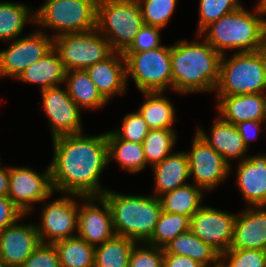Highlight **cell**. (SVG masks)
Instances as JSON below:
<instances>
[{
  "label": "cell",
  "mask_w": 266,
  "mask_h": 267,
  "mask_svg": "<svg viewBox=\"0 0 266 267\" xmlns=\"http://www.w3.org/2000/svg\"><path fill=\"white\" fill-rule=\"evenodd\" d=\"M52 141L54 156L49 166L54 192L102 196L107 189L100 177L109 164L106 133L63 135Z\"/></svg>",
  "instance_id": "1"
},
{
  "label": "cell",
  "mask_w": 266,
  "mask_h": 267,
  "mask_svg": "<svg viewBox=\"0 0 266 267\" xmlns=\"http://www.w3.org/2000/svg\"><path fill=\"white\" fill-rule=\"evenodd\" d=\"M201 36V37H200ZM197 41L178 40L171 45L172 90L188 95L196 92H213L219 81L222 55L202 35Z\"/></svg>",
  "instance_id": "2"
},
{
  "label": "cell",
  "mask_w": 266,
  "mask_h": 267,
  "mask_svg": "<svg viewBox=\"0 0 266 267\" xmlns=\"http://www.w3.org/2000/svg\"><path fill=\"white\" fill-rule=\"evenodd\" d=\"M200 35L221 55L235 49L259 51L264 49L265 21L256 6L253 11L240 6L207 26Z\"/></svg>",
  "instance_id": "3"
},
{
  "label": "cell",
  "mask_w": 266,
  "mask_h": 267,
  "mask_svg": "<svg viewBox=\"0 0 266 267\" xmlns=\"http://www.w3.org/2000/svg\"><path fill=\"white\" fill-rule=\"evenodd\" d=\"M102 197L109 204L116 235L137 243L150 239L162 212L158 197L120 194L109 189Z\"/></svg>",
  "instance_id": "4"
},
{
  "label": "cell",
  "mask_w": 266,
  "mask_h": 267,
  "mask_svg": "<svg viewBox=\"0 0 266 267\" xmlns=\"http://www.w3.org/2000/svg\"><path fill=\"white\" fill-rule=\"evenodd\" d=\"M216 96L266 93V51L222 55Z\"/></svg>",
  "instance_id": "5"
},
{
  "label": "cell",
  "mask_w": 266,
  "mask_h": 267,
  "mask_svg": "<svg viewBox=\"0 0 266 267\" xmlns=\"http://www.w3.org/2000/svg\"><path fill=\"white\" fill-rule=\"evenodd\" d=\"M143 25L137 0H98L96 29L114 52L124 53Z\"/></svg>",
  "instance_id": "6"
},
{
  "label": "cell",
  "mask_w": 266,
  "mask_h": 267,
  "mask_svg": "<svg viewBox=\"0 0 266 267\" xmlns=\"http://www.w3.org/2000/svg\"><path fill=\"white\" fill-rule=\"evenodd\" d=\"M98 0H46L35 10V24L53 37L66 33H82L96 28ZM41 27V28H40Z\"/></svg>",
  "instance_id": "7"
},
{
  "label": "cell",
  "mask_w": 266,
  "mask_h": 267,
  "mask_svg": "<svg viewBox=\"0 0 266 267\" xmlns=\"http://www.w3.org/2000/svg\"><path fill=\"white\" fill-rule=\"evenodd\" d=\"M126 62V81L133 79L142 92L172 91L171 45L139 53H123ZM131 77V78H130Z\"/></svg>",
  "instance_id": "8"
},
{
  "label": "cell",
  "mask_w": 266,
  "mask_h": 267,
  "mask_svg": "<svg viewBox=\"0 0 266 267\" xmlns=\"http://www.w3.org/2000/svg\"><path fill=\"white\" fill-rule=\"evenodd\" d=\"M53 48L58 52L66 71L85 70L114 53L109 41L96 28L53 37Z\"/></svg>",
  "instance_id": "9"
},
{
  "label": "cell",
  "mask_w": 266,
  "mask_h": 267,
  "mask_svg": "<svg viewBox=\"0 0 266 267\" xmlns=\"http://www.w3.org/2000/svg\"><path fill=\"white\" fill-rule=\"evenodd\" d=\"M47 200L42 201L41 204L44 207H41V219L39 223H35L40 242L54 244L57 241L77 236L78 201L82 200V196L65 194L50 202Z\"/></svg>",
  "instance_id": "10"
},
{
  "label": "cell",
  "mask_w": 266,
  "mask_h": 267,
  "mask_svg": "<svg viewBox=\"0 0 266 267\" xmlns=\"http://www.w3.org/2000/svg\"><path fill=\"white\" fill-rule=\"evenodd\" d=\"M0 51V78H16L53 48V36L38 28L23 37L5 42Z\"/></svg>",
  "instance_id": "11"
},
{
  "label": "cell",
  "mask_w": 266,
  "mask_h": 267,
  "mask_svg": "<svg viewBox=\"0 0 266 267\" xmlns=\"http://www.w3.org/2000/svg\"><path fill=\"white\" fill-rule=\"evenodd\" d=\"M44 170L38 173L27 166H10L8 197L24 215L33 211L35 203L51 199L54 193L50 166Z\"/></svg>",
  "instance_id": "12"
},
{
  "label": "cell",
  "mask_w": 266,
  "mask_h": 267,
  "mask_svg": "<svg viewBox=\"0 0 266 267\" xmlns=\"http://www.w3.org/2000/svg\"><path fill=\"white\" fill-rule=\"evenodd\" d=\"M191 150L186 152L193 184L204 191L214 190L224 183L231 173V166L195 132Z\"/></svg>",
  "instance_id": "13"
},
{
  "label": "cell",
  "mask_w": 266,
  "mask_h": 267,
  "mask_svg": "<svg viewBox=\"0 0 266 267\" xmlns=\"http://www.w3.org/2000/svg\"><path fill=\"white\" fill-rule=\"evenodd\" d=\"M237 213L203 205L190 218V230L220 255L231 247Z\"/></svg>",
  "instance_id": "14"
},
{
  "label": "cell",
  "mask_w": 266,
  "mask_h": 267,
  "mask_svg": "<svg viewBox=\"0 0 266 267\" xmlns=\"http://www.w3.org/2000/svg\"><path fill=\"white\" fill-rule=\"evenodd\" d=\"M61 86L40 90L42 107L49 122L52 139L71 134L83 133L81 108Z\"/></svg>",
  "instance_id": "15"
},
{
  "label": "cell",
  "mask_w": 266,
  "mask_h": 267,
  "mask_svg": "<svg viewBox=\"0 0 266 267\" xmlns=\"http://www.w3.org/2000/svg\"><path fill=\"white\" fill-rule=\"evenodd\" d=\"M82 201L78 204L77 236L94 247L113 238L116 234L107 201L102 196H82Z\"/></svg>",
  "instance_id": "16"
},
{
  "label": "cell",
  "mask_w": 266,
  "mask_h": 267,
  "mask_svg": "<svg viewBox=\"0 0 266 267\" xmlns=\"http://www.w3.org/2000/svg\"><path fill=\"white\" fill-rule=\"evenodd\" d=\"M26 216L0 232V259L8 267H21L41 243L35 223H21Z\"/></svg>",
  "instance_id": "17"
},
{
  "label": "cell",
  "mask_w": 266,
  "mask_h": 267,
  "mask_svg": "<svg viewBox=\"0 0 266 267\" xmlns=\"http://www.w3.org/2000/svg\"><path fill=\"white\" fill-rule=\"evenodd\" d=\"M238 164L235 185L247 207L266 206V153L248 155Z\"/></svg>",
  "instance_id": "18"
},
{
  "label": "cell",
  "mask_w": 266,
  "mask_h": 267,
  "mask_svg": "<svg viewBox=\"0 0 266 267\" xmlns=\"http://www.w3.org/2000/svg\"><path fill=\"white\" fill-rule=\"evenodd\" d=\"M265 247L266 206L246 207L237 212L230 249L264 250Z\"/></svg>",
  "instance_id": "19"
},
{
  "label": "cell",
  "mask_w": 266,
  "mask_h": 267,
  "mask_svg": "<svg viewBox=\"0 0 266 267\" xmlns=\"http://www.w3.org/2000/svg\"><path fill=\"white\" fill-rule=\"evenodd\" d=\"M85 70L107 102L115 95L126 94V62L123 53L114 52L104 61L89 66Z\"/></svg>",
  "instance_id": "20"
},
{
  "label": "cell",
  "mask_w": 266,
  "mask_h": 267,
  "mask_svg": "<svg viewBox=\"0 0 266 267\" xmlns=\"http://www.w3.org/2000/svg\"><path fill=\"white\" fill-rule=\"evenodd\" d=\"M195 132L203 141L218 152L230 166V160L232 159H238L241 162L248 158V155L246 156L248 149L236 126L224 121L219 115L214 119L209 135L200 126L197 127Z\"/></svg>",
  "instance_id": "21"
},
{
  "label": "cell",
  "mask_w": 266,
  "mask_h": 267,
  "mask_svg": "<svg viewBox=\"0 0 266 267\" xmlns=\"http://www.w3.org/2000/svg\"><path fill=\"white\" fill-rule=\"evenodd\" d=\"M219 116L231 124L266 120V93L215 96Z\"/></svg>",
  "instance_id": "22"
},
{
  "label": "cell",
  "mask_w": 266,
  "mask_h": 267,
  "mask_svg": "<svg viewBox=\"0 0 266 267\" xmlns=\"http://www.w3.org/2000/svg\"><path fill=\"white\" fill-rule=\"evenodd\" d=\"M151 168L155 176V187L152 195L156 197L188 184L187 180L190 179L186 151H176V153L173 151Z\"/></svg>",
  "instance_id": "23"
},
{
  "label": "cell",
  "mask_w": 266,
  "mask_h": 267,
  "mask_svg": "<svg viewBox=\"0 0 266 267\" xmlns=\"http://www.w3.org/2000/svg\"><path fill=\"white\" fill-rule=\"evenodd\" d=\"M66 70L58 52L52 48L41 59L26 68L16 79L40 85V89L64 85Z\"/></svg>",
  "instance_id": "24"
},
{
  "label": "cell",
  "mask_w": 266,
  "mask_h": 267,
  "mask_svg": "<svg viewBox=\"0 0 266 267\" xmlns=\"http://www.w3.org/2000/svg\"><path fill=\"white\" fill-rule=\"evenodd\" d=\"M163 249L164 253L190 257L204 267H220V254L204 243L190 229L176 236Z\"/></svg>",
  "instance_id": "25"
},
{
  "label": "cell",
  "mask_w": 266,
  "mask_h": 267,
  "mask_svg": "<svg viewBox=\"0 0 266 267\" xmlns=\"http://www.w3.org/2000/svg\"><path fill=\"white\" fill-rule=\"evenodd\" d=\"M64 86L71 99L83 110H96L108 103L91 81L86 70L66 71Z\"/></svg>",
  "instance_id": "26"
},
{
  "label": "cell",
  "mask_w": 266,
  "mask_h": 267,
  "mask_svg": "<svg viewBox=\"0 0 266 267\" xmlns=\"http://www.w3.org/2000/svg\"><path fill=\"white\" fill-rule=\"evenodd\" d=\"M108 163L112 160L129 173H139L147 166L143 146L140 143L120 139L112 130L106 132Z\"/></svg>",
  "instance_id": "27"
},
{
  "label": "cell",
  "mask_w": 266,
  "mask_h": 267,
  "mask_svg": "<svg viewBox=\"0 0 266 267\" xmlns=\"http://www.w3.org/2000/svg\"><path fill=\"white\" fill-rule=\"evenodd\" d=\"M165 92H142L144 102L138 111L150 129H174L175 109Z\"/></svg>",
  "instance_id": "28"
},
{
  "label": "cell",
  "mask_w": 266,
  "mask_h": 267,
  "mask_svg": "<svg viewBox=\"0 0 266 267\" xmlns=\"http://www.w3.org/2000/svg\"><path fill=\"white\" fill-rule=\"evenodd\" d=\"M205 191L192 183L178 187L159 196L161 209L168 213L186 215L189 218L202 206Z\"/></svg>",
  "instance_id": "29"
},
{
  "label": "cell",
  "mask_w": 266,
  "mask_h": 267,
  "mask_svg": "<svg viewBox=\"0 0 266 267\" xmlns=\"http://www.w3.org/2000/svg\"><path fill=\"white\" fill-rule=\"evenodd\" d=\"M31 9L18 2H0V41H13L22 36L26 22L35 24V11Z\"/></svg>",
  "instance_id": "30"
},
{
  "label": "cell",
  "mask_w": 266,
  "mask_h": 267,
  "mask_svg": "<svg viewBox=\"0 0 266 267\" xmlns=\"http://www.w3.org/2000/svg\"><path fill=\"white\" fill-rule=\"evenodd\" d=\"M137 242L115 235L95 247L94 267H129L131 252Z\"/></svg>",
  "instance_id": "31"
},
{
  "label": "cell",
  "mask_w": 266,
  "mask_h": 267,
  "mask_svg": "<svg viewBox=\"0 0 266 267\" xmlns=\"http://www.w3.org/2000/svg\"><path fill=\"white\" fill-rule=\"evenodd\" d=\"M61 267H94L95 247L75 236L54 243Z\"/></svg>",
  "instance_id": "32"
},
{
  "label": "cell",
  "mask_w": 266,
  "mask_h": 267,
  "mask_svg": "<svg viewBox=\"0 0 266 267\" xmlns=\"http://www.w3.org/2000/svg\"><path fill=\"white\" fill-rule=\"evenodd\" d=\"M190 229V218L186 215L162 211L154 232L146 242L151 246L164 248L176 236Z\"/></svg>",
  "instance_id": "33"
},
{
  "label": "cell",
  "mask_w": 266,
  "mask_h": 267,
  "mask_svg": "<svg viewBox=\"0 0 266 267\" xmlns=\"http://www.w3.org/2000/svg\"><path fill=\"white\" fill-rule=\"evenodd\" d=\"M176 137L174 129H150L142 143L147 166L153 167L173 153Z\"/></svg>",
  "instance_id": "34"
},
{
  "label": "cell",
  "mask_w": 266,
  "mask_h": 267,
  "mask_svg": "<svg viewBox=\"0 0 266 267\" xmlns=\"http://www.w3.org/2000/svg\"><path fill=\"white\" fill-rule=\"evenodd\" d=\"M240 0H199V19L196 34H200L207 26L222 16L237 10Z\"/></svg>",
  "instance_id": "35"
},
{
  "label": "cell",
  "mask_w": 266,
  "mask_h": 267,
  "mask_svg": "<svg viewBox=\"0 0 266 267\" xmlns=\"http://www.w3.org/2000/svg\"><path fill=\"white\" fill-rule=\"evenodd\" d=\"M144 24L164 29L177 6V0H137Z\"/></svg>",
  "instance_id": "36"
},
{
  "label": "cell",
  "mask_w": 266,
  "mask_h": 267,
  "mask_svg": "<svg viewBox=\"0 0 266 267\" xmlns=\"http://www.w3.org/2000/svg\"><path fill=\"white\" fill-rule=\"evenodd\" d=\"M220 267H266L264 250L229 249L220 255Z\"/></svg>",
  "instance_id": "37"
},
{
  "label": "cell",
  "mask_w": 266,
  "mask_h": 267,
  "mask_svg": "<svg viewBox=\"0 0 266 267\" xmlns=\"http://www.w3.org/2000/svg\"><path fill=\"white\" fill-rule=\"evenodd\" d=\"M122 121L120 128L112 131L120 139L142 144L150 128L139 111L126 114Z\"/></svg>",
  "instance_id": "38"
},
{
  "label": "cell",
  "mask_w": 266,
  "mask_h": 267,
  "mask_svg": "<svg viewBox=\"0 0 266 267\" xmlns=\"http://www.w3.org/2000/svg\"><path fill=\"white\" fill-rule=\"evenodd\" d=\"M163 256V248L138 243L131 252L129 267H163Z\"/></svg>",
  "instance_id": "39"
},
{
  "label": "cell",
  "mask_w": 266,
  "mask_h": 267,
  "mask_svg": "<svg viewBox=\"0 0 266 267\" xmlns=\"http://www.w3.org/2000/svg\"><path fill=\"white\" fill-rule=\"evenodd\" d=\"M162 28L144 24L135 36L133 43L124 53H139L163 46L161 43Z\"/></svg>",
  "instance_id": "40"
},
{
  "label": "cell",
  "mask_w": 266,
  "mask_h": 267,
  "mask_svg": "<svg viewBox=\"0 0 266 267\" xmlns=\"http://www.w3.org/2000/svg\"><path fill=\"white\" fill-rule=\"evenodd\" d=\"M21 267H61L58 251L54 244L40 243Z\"/></svg>",
  "instance_id": "41"
},
{
  "label": "cell",
  "mask_w": 266,
  "mask_h": 267,
  "mask_svg": "<svg viewBox=\"0 0 266 267\" xmlns=\"http://www.w3.org/2000/svg\"><path fill=\"white\" fill-rule=\"evenodd\" d=\"M24 216L8 196H0V232Z\"/></svg>",
  "instance_id": "42"
},
{
  "label": "cell",
  "mask_w": 266,
  "mask_h": 267,
  "mask_svg": "<svg viewBox=\"0 0 266 267\" xmlns=\"http://www.w3.org/2000/svg\"><path fill=\"white\" fill-rule=\"evenodd\" d=\"M262 123H266V120L244 121L235 124L248 150L250 142L252 140H257V136H259V133L263 131L264 126Z\"/></svg>",
  "instance_id": "43"
},
{
  "label": "cell",
  "mask_w": 266,
  "mask_h": 267,
  "mask_svg": "<svg viewBox=\"0 0 266 267\" xmlns=\"http://www.w3.org/2000/svg\"><path fill=\"white\" fill-rule=\"evenodd\" d=\"M163 267H204L190 257L172 253H164Z\"/></svg>",
  "instance_id": "44"
},
{
  "label": "cell",
  "mask_w": 266,
  "mask_h": 267,
  "mask_svg": "<svg viewBox=\"0 0 266 267\" xmlns=\"http://www.w3.org/2000/svg\"><path fill=\"white\" fill-rule=\"evenodd\" d=\"M0 164V196H8L9 193V179L10 166L2 167Z\"/></svg>",
  "instance_id": "45"
},
{
  "label": "cell",
  "mask_w": 266,
  "mask_h": 267,
  "mask_svg": "<svg viewBox=\"0 0 266 267\" xmlns=\"http://www.w3.org/2000/svg\"><path fill=\"white\" fill-rule=\"evenodd\" d=\"M256 7L259 13L262 15L264 21L266 22V0H259L256 4Z\"/></svg>",
  "instance_id": "46"
},
{
  "label": "cell",
  "mask_w": 266,
  "mask_h": 267,
  "mask_svg": "<svg viewBox=\"0 0 266 267\" xmlns=\"http://www.w3.org/2000/svg\"><path fill=\"white\" fill-rule=\"evenodd\" d=\"M264 49L266 51V22H265Z\"/></svg>",
  "instance_id": "47"
},
{
  "label": "cell",
  "mask_w": 266,
  "mask_h": 267,
  "mask_svg": "<svg viewBox=\"0 0 266 267\" xmlns=\"http://www.w3.org/2000/svg\"><path fill=\"white\" fill-rule=\"evenodd\" d=\"M0 267H8V266L0 259Z\"/></svg>",
  "instance_id": "48"
},
{
  "label": "cell",
  "mask_w": 266,
  "mask_h": 267,
  "mask_svg": "<svg viewBox=\"0 0 266 267\" xmlns=\"http://www.w3.org/2000/svg\"><path fill=\"white\" fill-rule=\"evenodd\" d=\"M265 263H266V247L264 248Z\"/></svg>",
  "instance_id": "49"
}]
</instances>
